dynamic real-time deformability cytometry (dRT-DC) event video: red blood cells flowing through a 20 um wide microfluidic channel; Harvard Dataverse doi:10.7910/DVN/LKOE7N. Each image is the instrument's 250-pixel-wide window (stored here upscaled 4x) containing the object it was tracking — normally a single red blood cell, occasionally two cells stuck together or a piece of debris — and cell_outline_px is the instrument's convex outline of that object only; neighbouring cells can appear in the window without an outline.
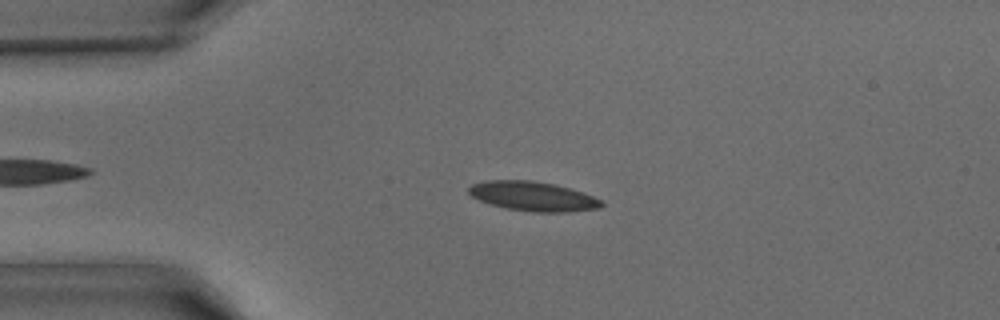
{"species": "common noctule bat (a hibernating species)", "species_latin": "Nyctalus noctula", "temperature_condition": "warm", "stored_images_in_passage": 39, "camera_frame_rate_fps": 3000, "um_per_image_px": 0.085, "animal": {"sex": "male", "body_mass_g": 15.6}, "frame": {"image": 1, "passage_image": 10, "time_ms": 3.0, "image_size_px": [1000, 320], "cell_outline_px": [[604, 204], [600, 208], [568, 212], [532, 212], [504, 208], [488, 204], [472, 196], [468, 192], [468, 188], [472, 184], [484, 180], [532, 180], [556, 184], [584, 192], [600, 200]], "centroid_in_image_um": [45.29, 16.68], "position_along_channel_um": 39.7, "area_um2": 23.0}}
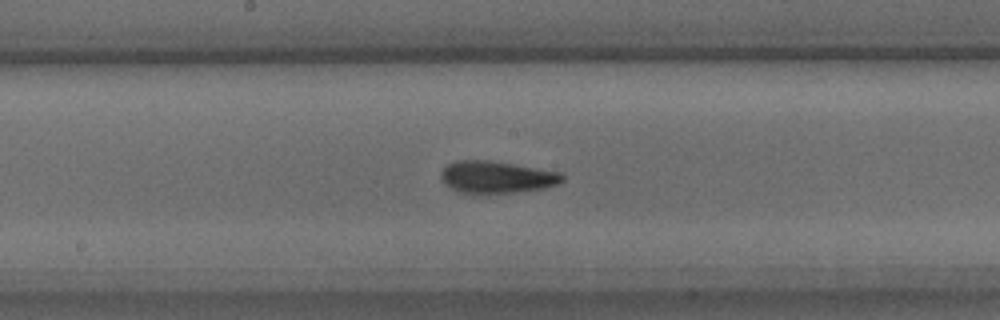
{"frame": {"image": 2, "passage_image": 22, "time_ms": 7.0, "image_size_px": [1000, 320], "cell_outline_px": [[564, 180], [560, 184], [544, 188], [516, 192], [484, 196], [480, 196], [460, 192], [444, 184], [440, 176], [440, 172], [448, 164], [456, 160], [488, 160], [560, 172], [564, 176]], "centroid_in_image_um": [42.19, 15.09], "position_along_channel_um": 206.0, "area_um2": 23.24}}
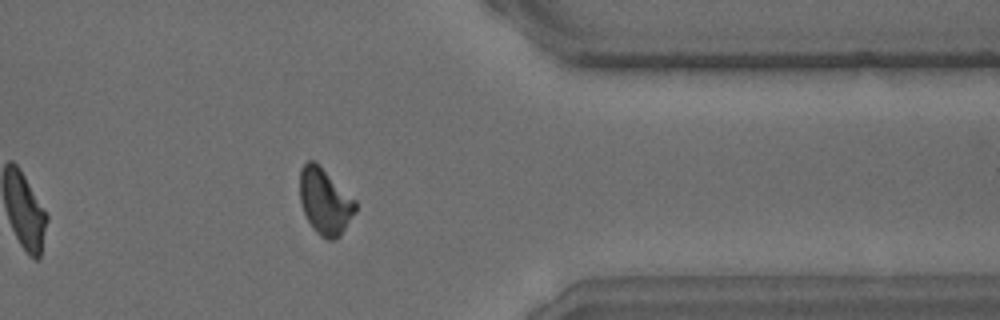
{"frame": {"image": 3, "passage_image": 34, "time_ms": 11.0, "image_size_px": [1000, 320], "cell_outline_px": [[356, 212], [340, 236], [336, 240], [328, 240], [320, 236], [312, 228], [300, 204], [300, 168], [308, 160], [316, 160], [356, 200]], "centroid_in_image_um": [27.62, 17.11], "position_along_channel_um": 383.8, "area_um2": 21.79}}